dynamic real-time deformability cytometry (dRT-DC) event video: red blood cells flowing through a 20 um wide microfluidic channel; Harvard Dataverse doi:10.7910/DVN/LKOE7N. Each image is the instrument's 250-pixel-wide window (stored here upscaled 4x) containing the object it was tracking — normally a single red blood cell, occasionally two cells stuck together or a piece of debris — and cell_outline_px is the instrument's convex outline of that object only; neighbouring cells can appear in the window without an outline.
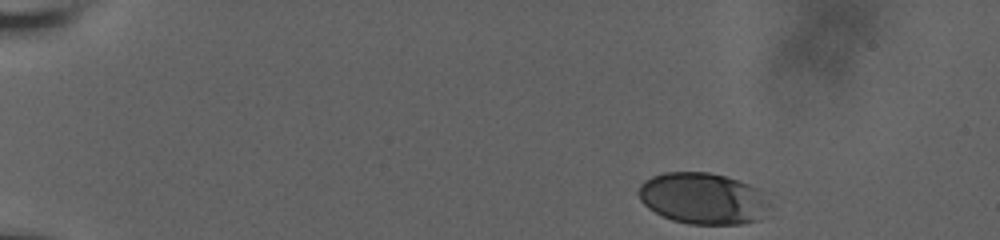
{"species": "human", "species_latin": "Homo sapiens", "temperature_condition": "room temperature", "stored_images_in_passage": 44, "camera_frame_rate_fps": 3000, "um_per_image_px": 0.085, "donor": {"sex": "male"}, "frame": {"image": 1, "passage_image": 1, "time_ms": 0.0, "image_size_px": [1000, 240], "cell_outline_px": [[768, 208], [760, 220], [740, 224], [688, 224], [672, 220], [648, 208], [640, 200], [636, 192], [640, 184], [644, 180], [652, 176], [664, 172], [708, 172], [724, 176], [748, 184], [756, 188], [760, 192], [768, 204]], "centroid_in_image_um": [59.69, 16.87], "position_along_channel_um": 25.3, "area_um2": 39.07}}
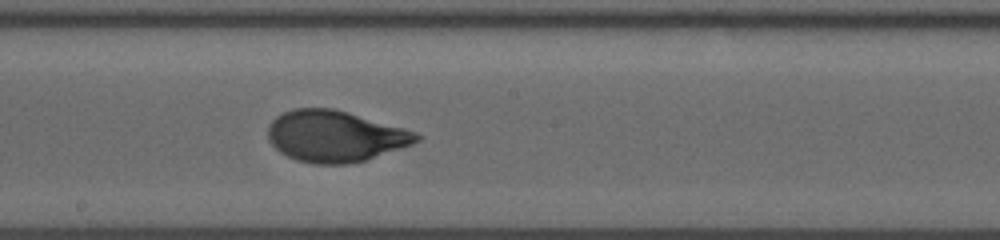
{"frame": {"image": 2, "passage_image": 27, "time_ms": 8.667, "image_size_px": [1000, 240], "cell_outline_px": [[424, 136], [420, 140], [412, 144], [352, 164], [316, 164], [296, 160], [280, 152], [268, 140], [268, 124], [276, 116], [292, 108], [332, 108], [348, 112], [404, 128], [416, 132]], "centroid_in_image_um": [28.47, 11.57], "position_along_channel_um": 219.7, "area_um2": 44.33}}
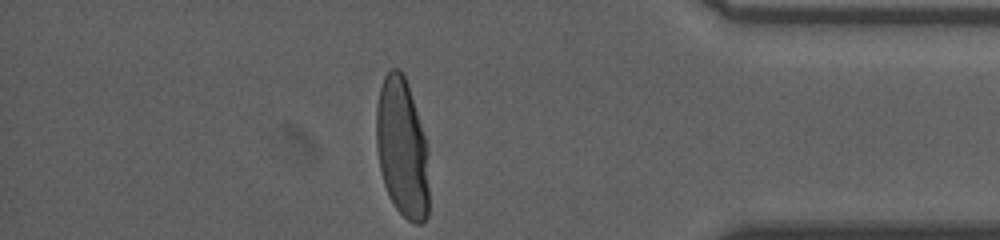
{"frame": {"image": 3, "passage_image": 44, "time_ms": 14.333, "image_size_px": [1000, 240], "cell_outline_px": [[428, 216], [420, 224], [412, 224], [396, 208], [388, 196], [384, 184], [380, 168], [376, 148], [376, 108], [380, 88], [384, 76], [388, 68], [396, 68], [404, 76], [408, 84], [428, 148]], "centroid_in_image_um": [34.17, 12.6], "position_along_channel_um": 401.0, "area_um2": 43.0}, "authors_computed_cell_mechanics": {"area_um2": 43.8991, "velocity_mm_per_s": 3.634, "shape_relaxation_time_tau1_ms": 3.7943, "shape_relaxation_time_tau2_ms": null, "deformation_change_tau1": 0.179, "deformation_change_tau2": null}}